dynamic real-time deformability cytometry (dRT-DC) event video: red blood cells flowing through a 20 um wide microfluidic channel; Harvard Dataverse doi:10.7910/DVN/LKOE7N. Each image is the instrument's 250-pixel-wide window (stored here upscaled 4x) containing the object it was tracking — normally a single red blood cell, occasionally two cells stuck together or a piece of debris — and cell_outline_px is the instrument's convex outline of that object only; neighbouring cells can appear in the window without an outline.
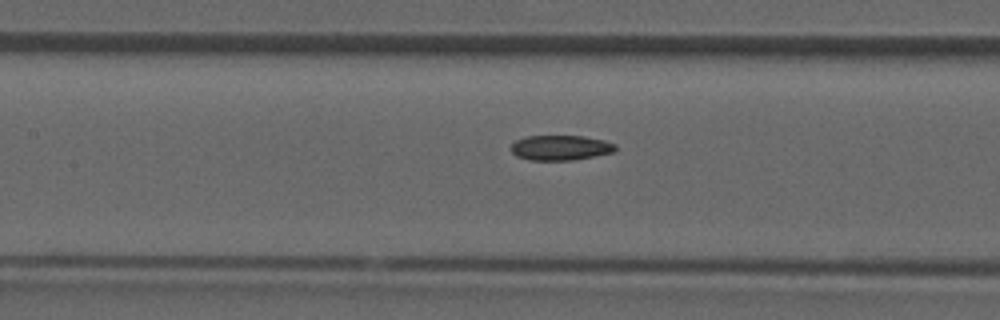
{"species": "common noctule bat (a hibernating species)", "species_latin": "Nyctalus noctula", "temperature_condition": "room temperature", "stored_images_in_passage": 42, "camera_frame_rate_fps": 3000, "um_per_image_px": 0.085, "animal": {"sex": "male", "forearm_length_mm": 52.5}, "frame": {"image": 1, "passage_image": 19, "time_ms": 6.0, "image_size_px": [1000, 320], "cell_outline_px": [[616, 152], [572, 160], [528, 160], [516, 156], [512, 152], [512, 144], [516, 140], [524, 136], [584, 136], [604, 140], [616, 144]], "centroid_in_image_um": [47.66, 12.55], "position_along_channel_um": 159.7, "area_um2": 15.32}}